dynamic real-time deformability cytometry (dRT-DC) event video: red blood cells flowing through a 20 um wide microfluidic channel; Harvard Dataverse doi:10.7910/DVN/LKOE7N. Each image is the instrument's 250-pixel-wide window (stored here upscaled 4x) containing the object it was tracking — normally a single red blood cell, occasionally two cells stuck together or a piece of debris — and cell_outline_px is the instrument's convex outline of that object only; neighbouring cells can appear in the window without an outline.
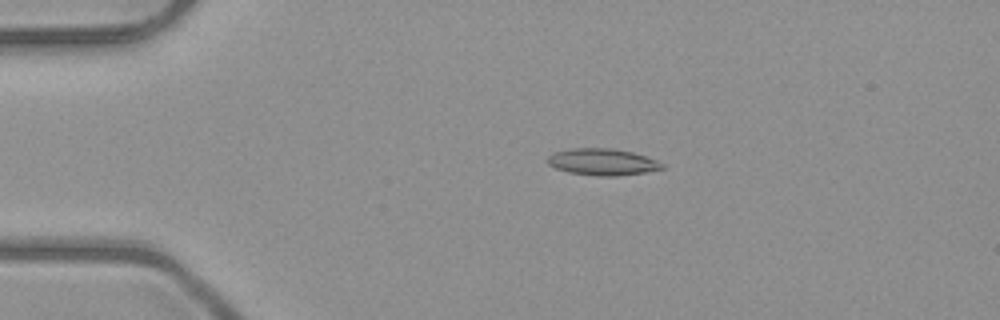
{"species": "common noctule bat (a hibernating species)", "species_latin": "Nyctalus noctula", "temperature_condition": "room temperature", "stored_images_in_passage": 49, "camera_frame_rate_fps": 3000, "um_per_image_px": 0.085, "animal": {"sex": "male", "body_mass_g": 23.1, "forearm_length_mm": 52.7}, "frame": {"image": 1, "passage_image": 9, "time_ms": 2.667, "image_size_px": [1000, 320], "cell_outline_px": [[664, 168], [644, 172], [616, 176], [596, 176], [568, 172], [556, 168], [548, 164], [548, 156], [552, 152], [572, 148], [612, 148], [632, 152], [656, 160], [664, 164]], "centroid_in_image_um": [51.18, 13.76], "position_along_channel_um": 33.8, "area_um2": 17.74}}
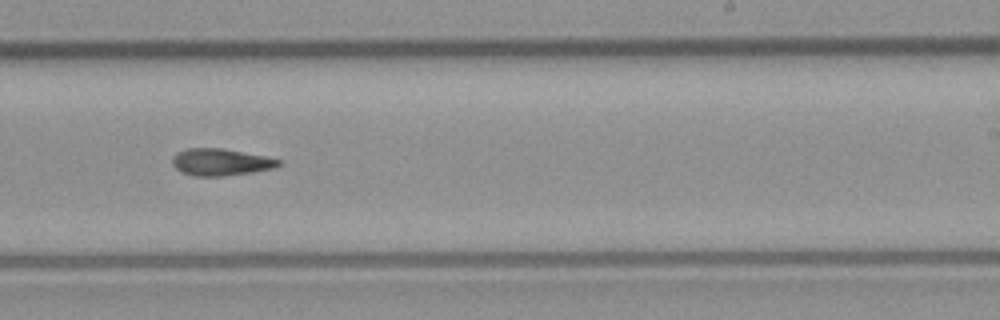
{"frame": {"image": 2, "passage_image": 30, "time_ms": 9.667, "image_size_px": [1000, 320], "cell_outline_px": [[280, 164], [272, 168], [252, 172], [220, 176], [192, 176], [180, 172], [172, 164], [172, 160], [176, 152], [184, 148], [220, 148], [264, 156], [280, 160]], "centroid_in_image_um": [18.68, 13.78], "position_along_channel_um": 270.3, "area_um2": 16.53}}
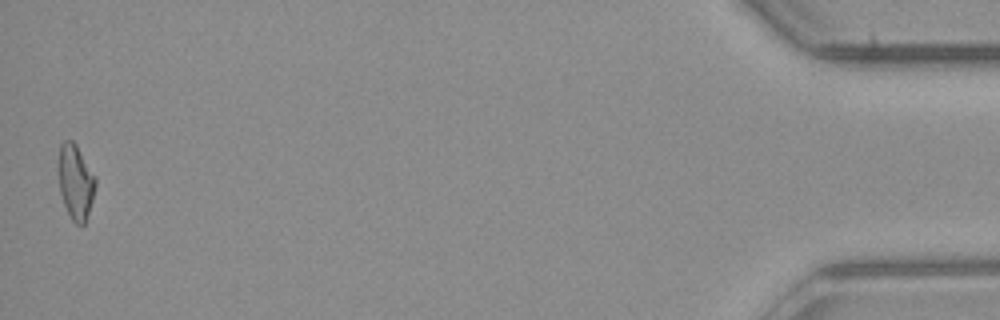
{"frame": {"image": 3, "passage_image": 49, "time_ms": 16.0, "image_size_px": [1000, 320], "cell_outline_px": [[96, 184], [92, 200], [84, 224], [76, 224], [72, 220], [64, 204], [60, 192], [56, 172], [56, 168], [60, 144], [64, 140], [72, 140], [76, 144], [96, 176]], "centroid_in_image_um": [6.39, 15.39], "position_along_channel_um": 428.8, "area_um2": 16.47}}